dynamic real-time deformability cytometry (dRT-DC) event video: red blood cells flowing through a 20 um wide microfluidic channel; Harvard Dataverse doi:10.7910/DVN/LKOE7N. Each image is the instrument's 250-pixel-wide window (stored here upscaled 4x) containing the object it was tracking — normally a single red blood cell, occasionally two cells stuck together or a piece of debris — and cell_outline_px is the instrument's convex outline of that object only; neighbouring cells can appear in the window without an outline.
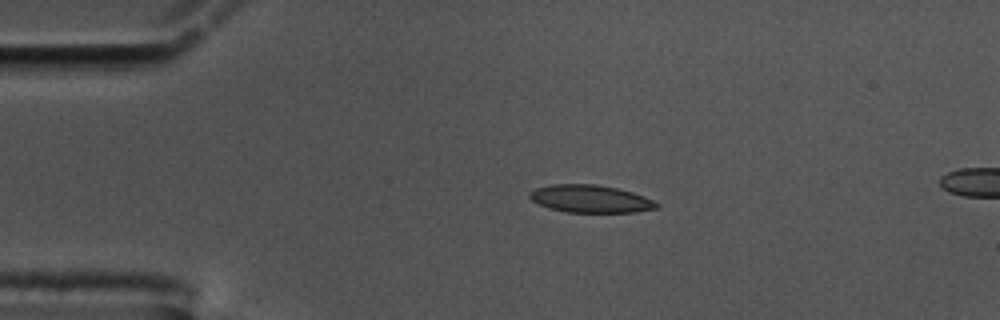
{"species": "common noctule bat (a hibernating species)", "species_latin": "Nyctalus noctula", "temperature_condition": "cold", "stored_images_in_passage": 37, "camera_frame_rate_fps": 3000, "um_per_image_px": 0.085, "animal": {"sex": "male", "body_mass_g": 17.5, "forearm_length_mm": 52.3}, "frame": {"image": 1, "passage_image": 1, "time_ms": 0.0, "image_size_px": [1000, 320], "cell_outline_px": [[660, 208], [636, 212], [568, 212], [548, 208], [532, 200], [528, 196], [528, 192], [536, 188], [552, 184], [596, 184], [616, 188], [632, 192], [644, 196], [660, 204]], "centroid_in_image_um": [50.2, 16.9], "position_along_channel_um": 34.8, "area_um2": 20.46}}
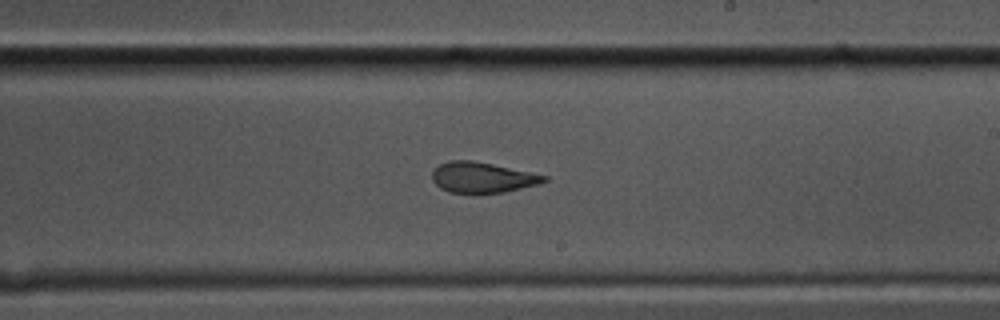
{"frame": {"image": 2, "passage_image": 22, "time_ms": 7.0, "image_size_px": [1000, 320], "cell_outline_px": [[548, 180], [536, 184], [504, 192], [448, 192], [440, 188], [432, 180], [432, 172], [440, 164], [448, 160], [472, 160], [492, 164], [548, 176]], "centroid_in_image_um": [40.96, 15.07], "position_along_channel_um": 248.0, "area_um2": 19.54}}
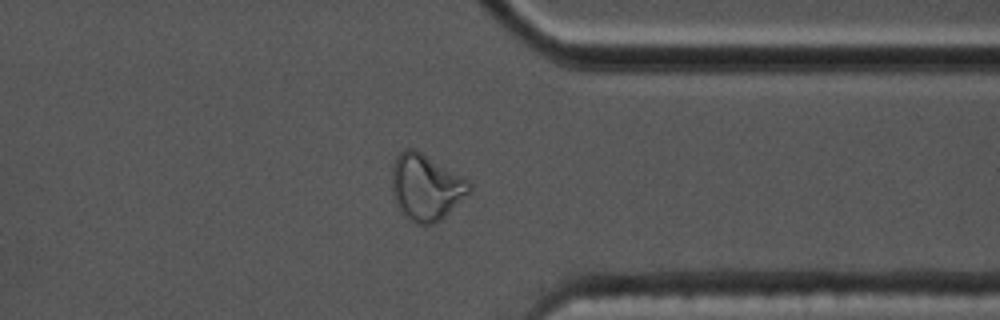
{"frame": {"image": 3, "passage_image": 33, "time_ms": 10.667, "image_size_px": [1000, 320], "cell_outline_px": [[472, 188], [440, 220], [432, 224], [416, 224], [408, 220], [404, 216], [396, 204], [392, 188], [392, 164], [396, 156], [404, 148], [416, 148], [468, 180], [472, 184]], "centroid_in_image_um": [36.16, 15.88], "position_along_channel_um": 375.2, "area_um2": 29.71}, "authors_computed_cell_mechanics": {"area_um2": 20.7502, "velocity_mm_per_s": 3.5795, "shape_relaxation_time_tau1_ms": null, "shape_relaxation_time_tau2_ms": 1.6284, "deformation_change_tau1": null, "deformation_change_tau2": 0.0689}}